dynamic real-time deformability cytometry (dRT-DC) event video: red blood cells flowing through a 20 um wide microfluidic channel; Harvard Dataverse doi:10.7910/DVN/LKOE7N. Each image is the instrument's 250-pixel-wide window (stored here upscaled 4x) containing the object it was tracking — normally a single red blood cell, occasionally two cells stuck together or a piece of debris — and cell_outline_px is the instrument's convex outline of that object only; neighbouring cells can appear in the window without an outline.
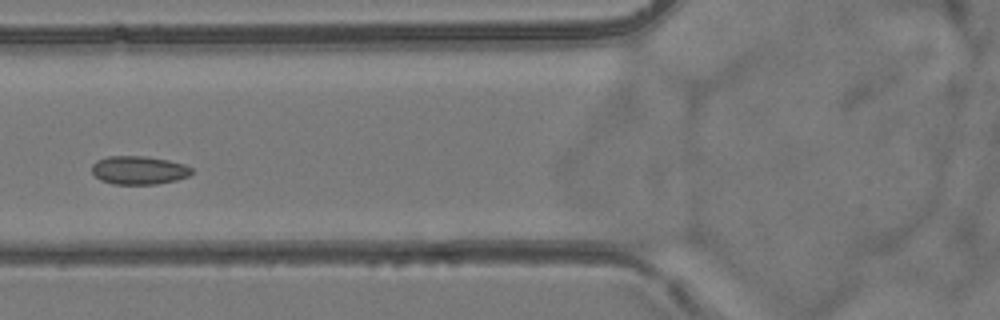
{"species": "common noctule bat (a hibernating species)", "species_latin": "Nyctalus noctula", "temperature_condition": "room temperature", "stored_images_in_passage": 6, "camera_frame_rate_fps": 3000, "um_per_image_px": 0.085, "animal": {"sex": "female", "body_mass_g": 24.6, "forearm_length_mm": 56.2}, "frame": {"image": 1, "passage_image": 5, "time_ms": 4.667, "image_size_px": [1000, 320], "cell_outline_px": [[192, 172], [188, 176], [176, 180], [156, 184], [112, 184], [100, 180], [92, 172], [92, 164], [96, 160], [108, 156], [144, 156], [168, 160], [184, 164], [192, 168]], "centroid_in_image_um": [11.78, 14.46], "position_along_channel_um": 114.0, "area_um2": 16.53}}
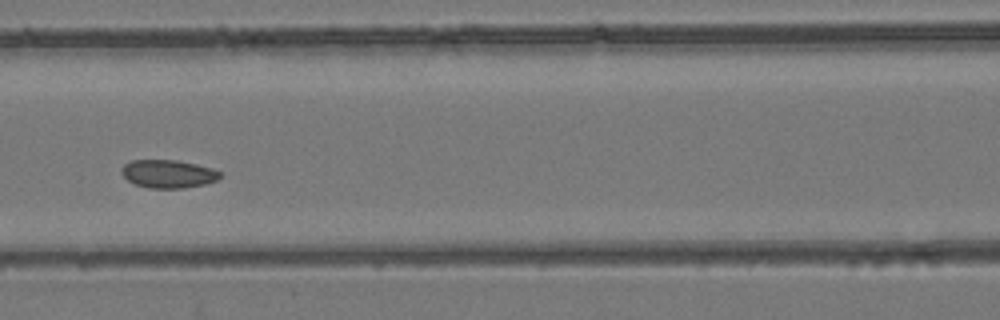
{"frame": {"image": 2, "passage_image": 6, "time_ms": 5.667, "image_size_px": [1000, 320], "cell_outline_px": [[220, 176], [216, 180], [204, 184], [184, 188], [148, 188], [136, 184], [128, 180], [120, 172], [120, 168], [124, 164], [132, 160], [176, 160], [196, 164], [212, 168], [220, 172]], "centroid_in_image_um": [14.26, 14.77], "position_along_channel_um": 152.3, "area_um2": 16.07}}